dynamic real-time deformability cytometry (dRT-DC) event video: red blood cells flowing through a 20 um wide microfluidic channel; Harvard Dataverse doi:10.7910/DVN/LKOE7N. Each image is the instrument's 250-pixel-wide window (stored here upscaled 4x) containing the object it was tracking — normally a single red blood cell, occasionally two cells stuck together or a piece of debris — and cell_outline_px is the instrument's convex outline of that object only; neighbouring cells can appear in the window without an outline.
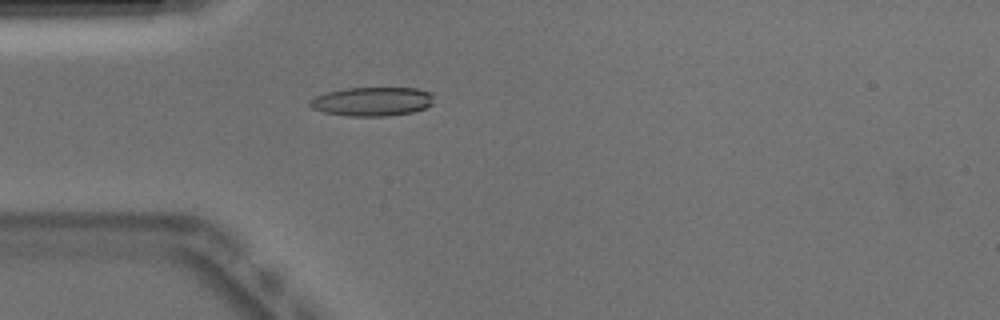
{"species": "Egyptian fruit bat (a non-hibernating species)", "species_latin": "Rousettus aegyptiacus", "temperature_condition": "warm", "stored_images_in_passage": 38, "camera_frame_rate_fps": 3000, "um_per_image_px": 0.085, "animal": {"sex": "male"}, "frame": {"image": 1, "passage_image": 1, "time_ms": 0.0, "image_size_px": [1000, 320], "cell_outline_px": [[432, 104], [424, 108], [412, 112], [388, 116], [348, 116], [324, 112], [312, 108], [308, 104], [308, 100], [316, 96], [328, 92], [348, 88], [416, 88], [432, 92]], "centroid_in_image_um": [31.63, 8.63], "position_along_channel_um": 53.4, "area_um2": 20.87}}
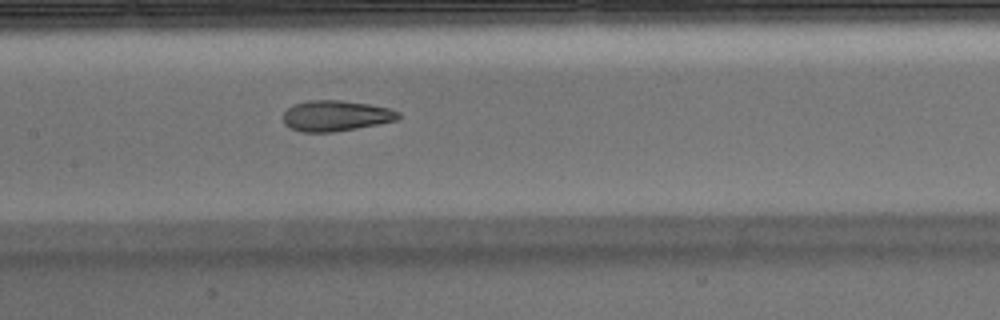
{"frame": {"image": 2, "passage_image": 11, "time_ms": 3.333, "image_size_px": [1000, 320], "cell_outline_px": [[400, 116], [396, 120], [356, 128], [332, 132], [304, 132], [292, 128], [284, 124], [284, 112], [288, 108], [296, 104], [308, 100], [340, 100], [368, 104], [388, 108], [400, 112]], "centroid_in_image_um": [28.54, 9.84], "position_along_channel_um": 178.9, "area_um2": 20.29}}
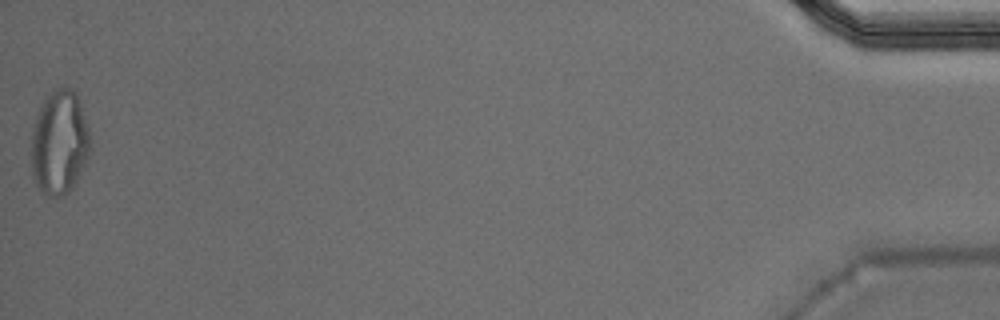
{"frame": {"image": 3, "passage_image": 38, "time_ms": 12.333, "image_size_px": [1000, 320], "cell_outline_px": [[92, 148], [76, 184], [68, 192], [60, 196], [48, 196], [40, 192], [32, 176], [32, 128], [36, 116], [44, 100], [52, 92], [60, 88], [72, 88], [76, 92], [88, 128]], "centroid_in_image_um": [5.06, 12.17], "position_along_channel_um": 430.1, "area_um2": 35.84}, "authors_computed_cell_mechanics": {"area_um2": 21.5594, "velocity_mm_per_s": 3.8987, "shape_relaxation_time_tau1_ms": null, "shape_relaxation_time_tau2_ms": 1.7854, "deformation_change_tau1": null, "deformation_change_tau2": 0.098}}